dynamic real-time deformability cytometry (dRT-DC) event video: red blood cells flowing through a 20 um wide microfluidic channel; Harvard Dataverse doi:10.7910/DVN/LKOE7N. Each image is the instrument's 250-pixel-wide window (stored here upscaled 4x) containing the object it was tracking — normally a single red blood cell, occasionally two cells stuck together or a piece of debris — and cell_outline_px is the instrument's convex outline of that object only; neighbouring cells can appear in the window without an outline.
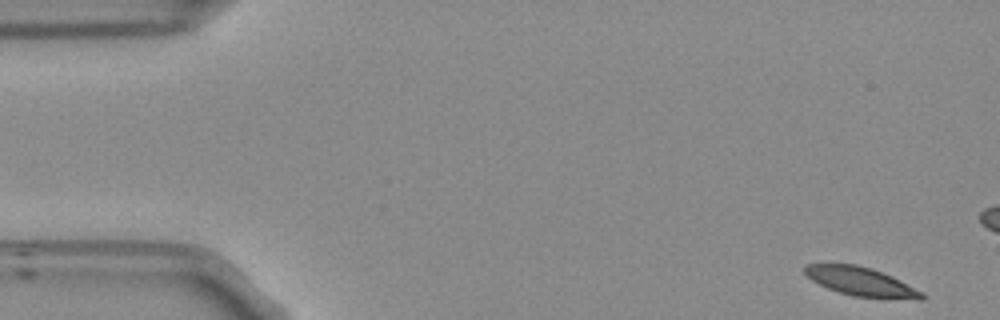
{"species": "Egyptian fruit bat (a non-hibernating species)", "species_latin": "Rousettus aegyptiacus", "temperature_condition": "room temperature", "stored_images_in_passage": 53, "camera_frame_rate_fps": 3000, "um_per_image_px": 0.085, "frame": {"image": 1, "passage_image": 1, "time_ms": 0.0, "image_size_px": [1000, 320], "cell_outline_px": [[924, 300], [916, 300], [852, 296], [828, 288], [812, 280], [804, 272], [804, 264], [856, 264], [872, 268], [892, 276], [924, 292]], "centroid_in_image_um": [73.23, 23.94], "position_along_channel_um": 11.8, "area_um2": 19.65}}
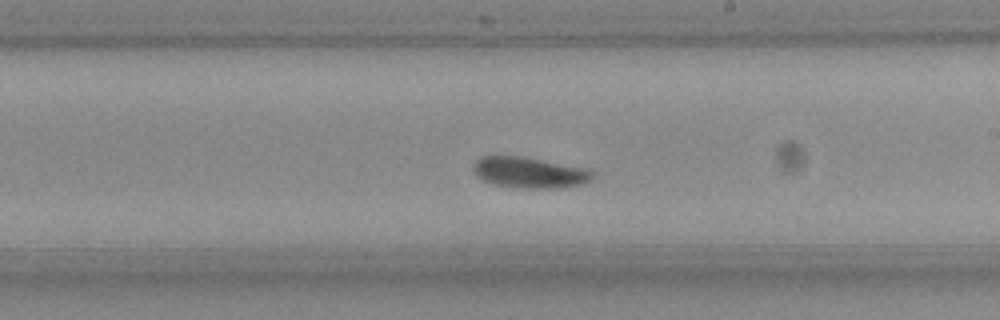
{"frame": {"image": 2, "passage_image": 29, "time_ms": 9.333, "image_size_px": [1000, 320], "cell_outline_px": [[592, 180], [584, 184], [560, 188], [516, 188], [492, 184], [476, 176], [472, 168], [472, 164], [480, 156], [520, 156], [588, 168], [592, 172]], "centroid_in_image_um": [44.99, 14.67], "position_along_channel_um": 244.0, "area_um2": 21.73}}
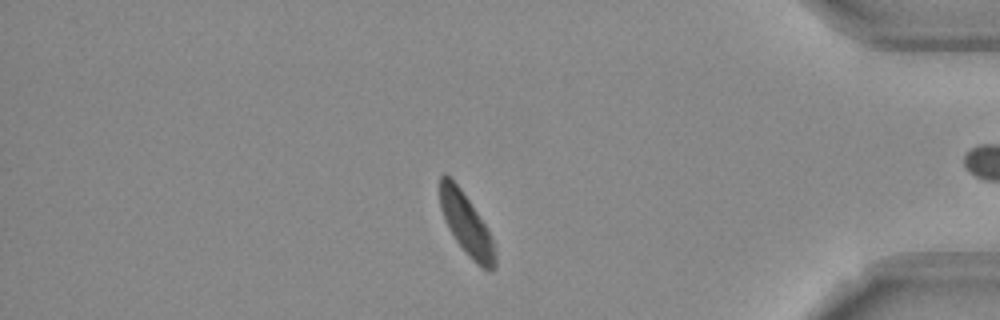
{"frame": {"image": 3, "passage_image": 44, "time_ms": 14.333, "image_size_px": [1000, 320], "cell_outline_px": [[496, 268], [492, 272], [488, 272], [476, 264], [468, 256], [456, 240], [448, 228], [444, 220], [440, 208], [440, 176], [448, 176], [460, 188], [484, 224], [492, 240], [496, 256]], "centroid_in_image_um": [39.64, 19.15], "position_along_channel_um": 395.6, "area_um2": 19.36}, "authors_computed_cell_mechanics": {"area_um2": 20.6924, "velocity_mm_per_s": 3.7495, "shape_relaxation_time_tau1_ms": 2.9322, "shape_relaxation_time_tau2_ms": null, "deformation_change_tau1": 0.0778, "deformation_change_tau2": null}}